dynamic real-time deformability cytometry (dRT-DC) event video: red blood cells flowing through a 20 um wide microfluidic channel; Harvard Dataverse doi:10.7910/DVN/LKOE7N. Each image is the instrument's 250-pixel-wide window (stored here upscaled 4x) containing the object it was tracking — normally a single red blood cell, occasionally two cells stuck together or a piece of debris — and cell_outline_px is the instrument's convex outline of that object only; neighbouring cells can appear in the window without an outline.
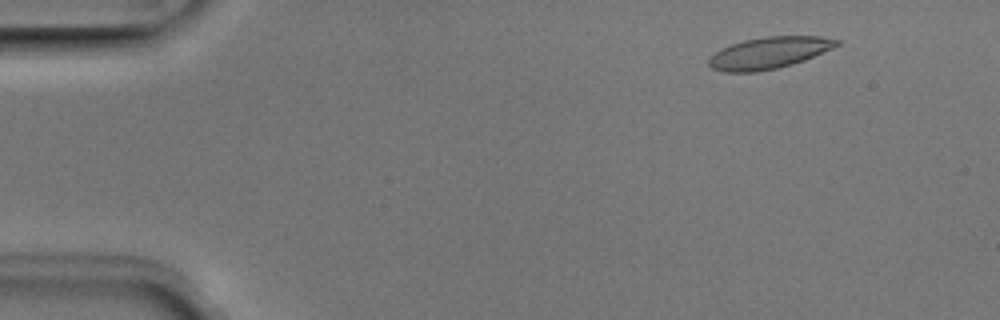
{"species": "Egyptian fruit bat (a non-hibernating species)", "species_latin": "Rousettus aegyptiacus", "temperature_condition": "room temperature", "stored_images_in_passage": 51, "camera_frame_rate_fps": 3000, "um_per_image_px": 0.085, "animal": {"sex": "male"}, "frame": {"image": 1, "passage_image": 6, "time_ms": 1.667, "image_size_px": [1000, 320], "cell_outline_px": [[840, 44], [832, 48], [804, 60], [792, 64], [776, 68], [756, 72], [724, 72], [712, 68], [708, 64], [708, 60], [720, 48], [744, 40], [764, 36], [820, 36], [840, 40]], "centroid_in_image_um": [65.36, 4.49], "position_along_channel_um": 19.6, "area_um2": 23.47}}
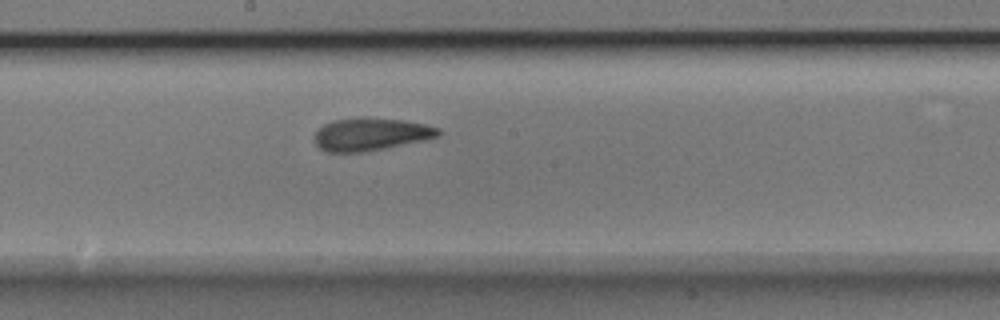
{"frame": {"image": 2, "passage_image": 28, "time_ms": 9.0, "image_size_px": [1000, 320], "cell_outline_px": [[444, 132], [440, 136], [424, 140], [364, 152], [324, 152], [316, 144], [316, 132], [324, 124], [332, 120], [404, 120], [424, 124], [440, 128]], "centroid_in_image_um": [31.57, 11.45], "position_along_channel_um": 216.6, "area_um2": 22.77}}
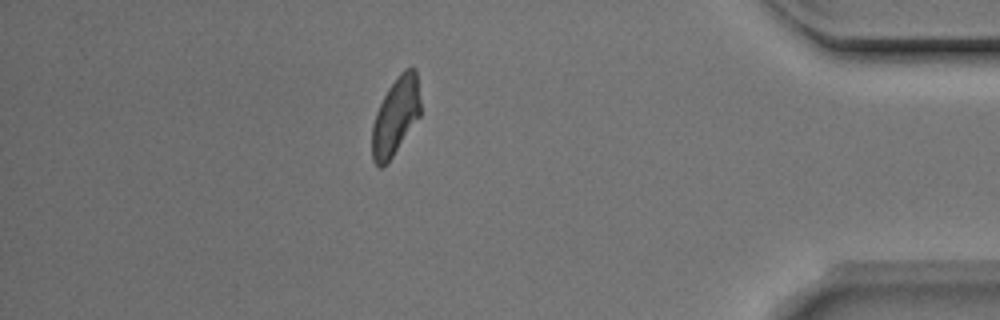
{"frame": {"image": 3, "passage_image": 45, "time_ms": 14.667, "image_size_px": [1000, 320], "cell_outline_px": [[420, 116], [392, 156], [380, 168], [372, 160], [372, 124], [376, 112], [388, 88], [400, 72], [404, 68], [416, 68], [420, 100]], "centroid_in_image_um": [33.62, 9.84], "position_along_channel_um": 401.6, "area_um2": 21.68}, "authors_computed_cell_mechanics": {"area_um2": 23.2934, "velocity_mm_per_s": 3.9659, "shape_relaxation_time_tau1_ms": 5.2823, "shape_relaxation_time_tau2_ms": 1.2647, "deformation_change_tau1": 0.1474, "deformation_change_tau2": 0.077}}